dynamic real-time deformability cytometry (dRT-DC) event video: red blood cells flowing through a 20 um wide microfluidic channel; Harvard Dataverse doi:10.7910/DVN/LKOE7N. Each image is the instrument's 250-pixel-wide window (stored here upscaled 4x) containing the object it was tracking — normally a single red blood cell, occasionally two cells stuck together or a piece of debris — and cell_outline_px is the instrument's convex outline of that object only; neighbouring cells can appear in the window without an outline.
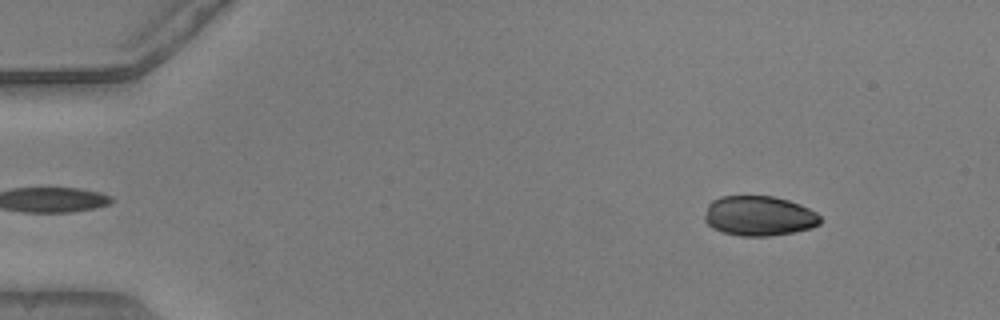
{"species": "common noctule bat (a hibernating species)", "species_latin": "Nyctalus noctula", "temperature_condition": "warm", "stored_images_in_passage": 48, "camera_frame_rate_fps": 3000, "um_per_image_px": 0.085, "animal": {"sex": "male", "body_mass_g": 20.5, "forearm_length_mm": 52.5}, "frame": {"image": 1, "passage_image": 2, "time_ms": 0.333, "image_size_px": [1000, 320], "cell_outline_px": [[820, 224], [812, 228], [772, 236], [740, 236], [724, 232], [712, 228], [704, 220], [704, 216], [708, 204], [712, 200], [720, 196], [772, 196], [788, 200], [800, 204], [816, 212], [820, 216]], "centroid_in_image_um": [64.51, 18.35], "position_along_channel_um": 20.5, "area_um2": 26.99}}
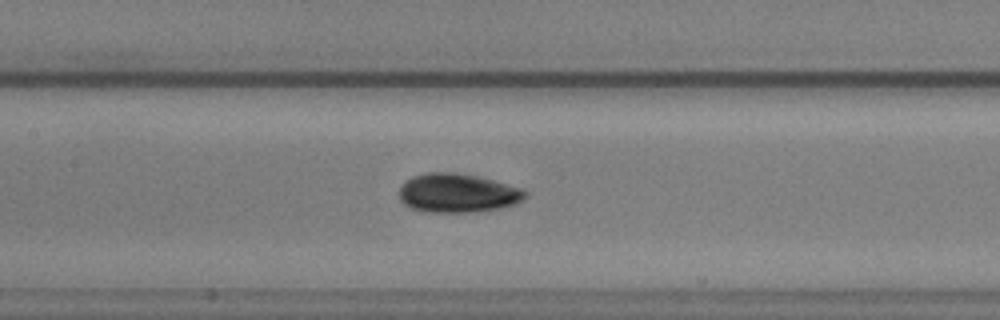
{"frame": {"image": 2, "passage_image": 21, "time_ms": 6.667, "image_size_px": [1000, 320], "cell_outline_px": [[528, 196], [524, 200], [516, 204], [500, 208], [476, 212], [432, 212], [412, 208], [404, 204], [400, 200], [400, 188], [412, 176], [428, 172], [452, 172], [476, 176], [492, 180], [520, 188], [528, 192]], "centroid_in_image_um": [38.93, 16.42], "position_along_channel_um": 168.5, "area_um2": 28.44}}
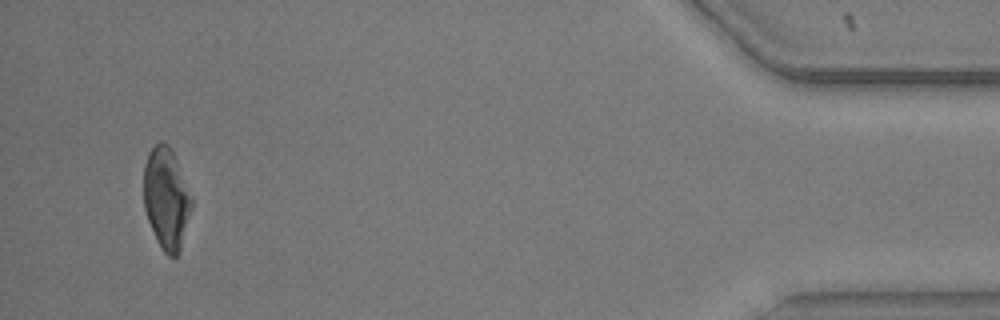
{"frame": {"image": 3, "passage_image": 46, "time_ms": 15.0, "image_size_px": [1000, 320], "cell_outline_px": [[192, 204], [180, 252], [176, 256], [168, 256], [160, 248], [156, 240], [148, 220], [144, 208], [144, 164], [148, 152], [160, 140], [168, 144], [176, 160], [192, 196]], "centroid_in_image_um": [14.13, 16.88], "position_along_channel_um": 421.1, "area_um2": 28.21}, "authors_computed_cell_mechanics": {"area_um2": 28.0619, "velocity_mm_per_s": 3.898, "shape_relaxation_time_tau1_ms": 3.2125, "shape_relaxation_time_tau2_ms": 2.7272, "deformation_change_tau1": 0.1007, "deformation_change_tau2": 0.0642}}